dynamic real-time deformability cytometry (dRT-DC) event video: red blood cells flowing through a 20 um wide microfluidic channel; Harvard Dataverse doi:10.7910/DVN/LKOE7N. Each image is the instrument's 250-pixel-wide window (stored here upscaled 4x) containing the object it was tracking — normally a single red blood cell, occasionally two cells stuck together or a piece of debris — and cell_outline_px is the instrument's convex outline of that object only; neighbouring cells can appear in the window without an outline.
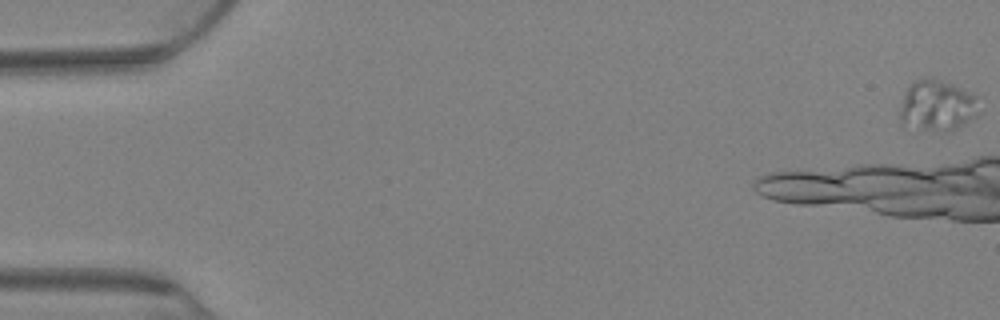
{"species": "Egyptian fruit bat (a non-hibernating species)", "species_latin": "Rousettus aegyptiacus", "temperature_condition": "warm", "stored_images_in_passage": 56, "camera_frame_rate_fps": 3000, "um_per_image_px": 0.085, "animal": {"sex": "female"}, "frame": {"image": 1, "passage_image": 1, "time_ms": 0.0, "image_size_px": [1000, 320], "cell_outline_px": [[976, 116], [952, 132], [944, 132], [920, 128], [900, 124], [900, 104], [904, 92], [908, 84], [912, 80], [928, 76], [932, 76], [972, 92], [976, 96]], "centroid_in_image_um": [79.6, 8.94], "position_along_channel_um": 5.4, "area_um2": 23.93}}
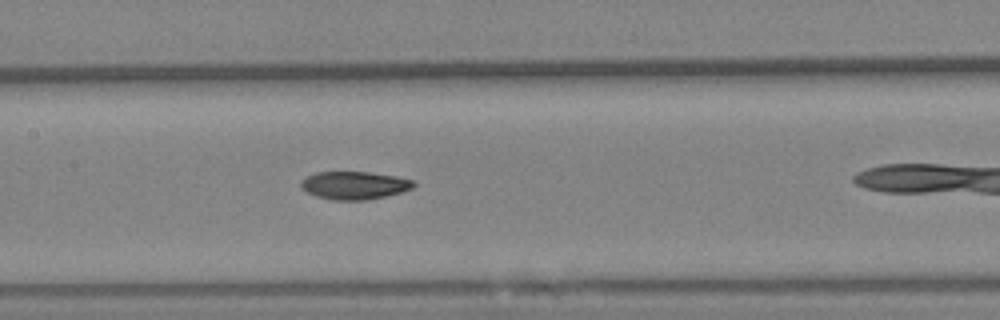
{"frame": {"image": 2, "passage_image": 32, "time_ms": 10.333, "image_size_px": [1000, 320], "cell_outline_px": [[416, 184], [412, 188], [400, 192], [384, 196], [364, 200], [336, 200], [316, 196], [300, 188], [300, 180], [316, 172], [368, 172], [396, 176], [416, 180]], "centroid_in_image_um": [30.12, 15.74], "position_along_channel_um": 177.3, "area_um2": 18.26}}
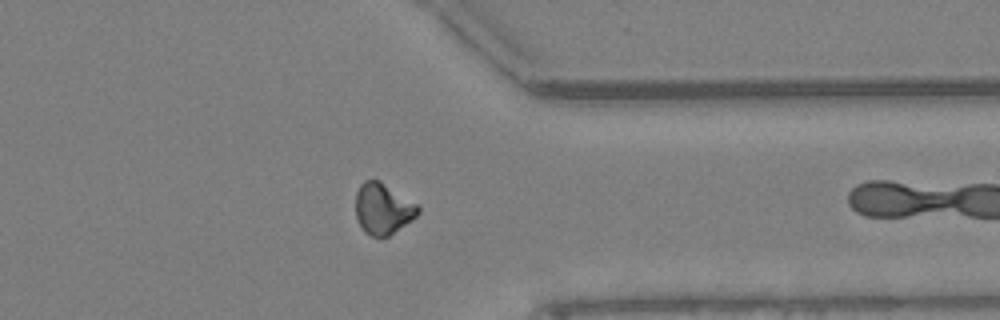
{"frame": {"image": 3, "passage_image": 55, "time_ms": 18.0, "image_size_px": [1000, 320], "cell_outline_px": [[420, 212], [412, 220], [388, 236], [372, 236], [364, 232], [356, 220], [356, 192], [360, 184], [364, 180], [380, 180], [420, 204]], "centroid_in_image_um": [32.57, 17.72], "position_along_channel_um": 378.8, "area_um2": 18.9}}